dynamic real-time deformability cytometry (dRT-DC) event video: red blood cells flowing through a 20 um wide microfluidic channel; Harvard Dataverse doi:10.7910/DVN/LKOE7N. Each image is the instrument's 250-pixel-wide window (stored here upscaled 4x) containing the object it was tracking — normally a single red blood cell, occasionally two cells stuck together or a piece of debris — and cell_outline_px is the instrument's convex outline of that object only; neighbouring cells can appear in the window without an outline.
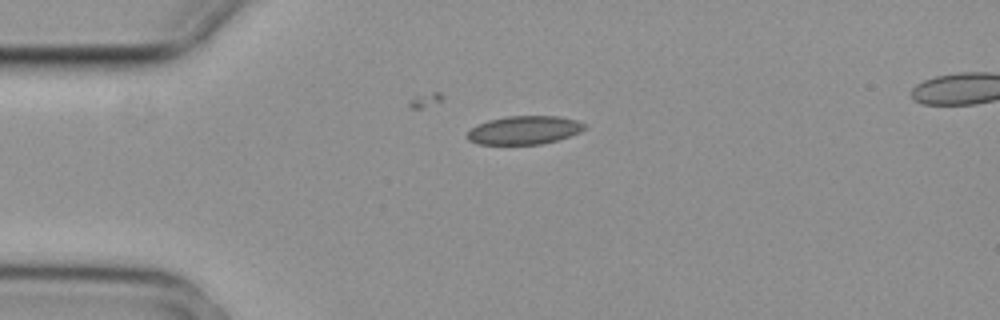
{"species": "common noctule bat (a hibernating species)", "species_latin": "Nyctalus noctula", "temperature_condition": "cold", "stored_images_in_passage": 3, "camera_frame_rate_fps": 3000, "um_per_image_px": 0.085, "animal": {"sex": "female", "body_mass_g": 29.2, "forearm_length_mm": 56.3}, "frame": {"image": 1, "passage_image": 1, "time_ms": 0.0, "image_size_px": [1000, 320], "cell_outline_px": [[588, 128], [580, 132], [556, 140], [540, 144], [476, 144], [468, 140], [464, 136], [472, 128], [488, 120], [508, 116], [560, 116], [576, 120], [588, 124]], "centroid_in_image_um": [44.58, 11.06], "position_along_channel_um": 40.4, "area_um2": 19.48}}
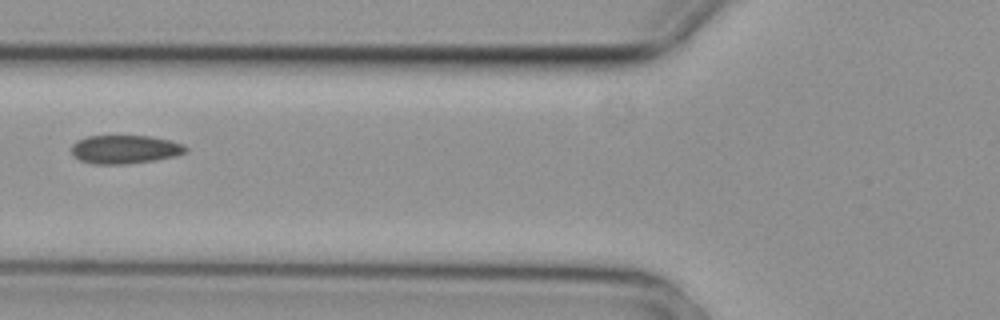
{"frame": {"image": 2, "passage_image": 3, "time_ms": 0.667, "image_size_px": [1000, 320], "cell_outline_px": [[188, 152], [176, 156], [156, 160], [124, 164], [92, 164], [80, 160], [72, 156], [72, 144], [76, 140], [88, 136], [152, 136], [184, 144], [188, 148]], "centroid_in_image_um": [10.63, 12.7], "position_along_channel_um": 115.2, "area_um2": 19.19}}